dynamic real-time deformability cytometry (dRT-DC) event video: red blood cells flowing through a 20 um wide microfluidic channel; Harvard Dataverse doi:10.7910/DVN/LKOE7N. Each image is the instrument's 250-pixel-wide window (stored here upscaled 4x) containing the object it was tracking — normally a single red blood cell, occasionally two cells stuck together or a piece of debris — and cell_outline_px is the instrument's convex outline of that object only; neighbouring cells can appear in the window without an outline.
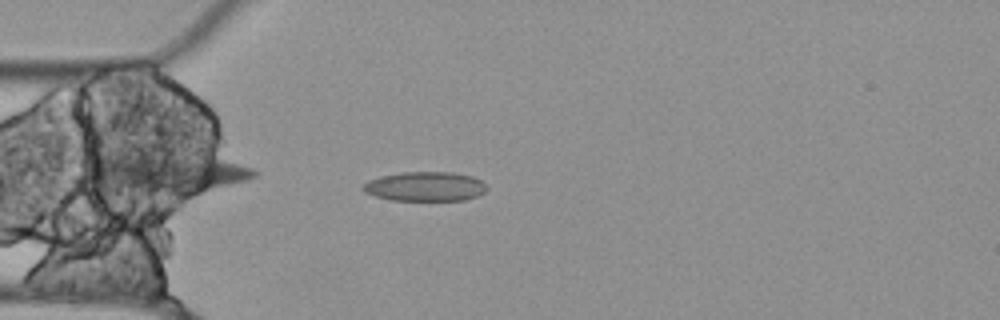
{"species": "Egyptian fruit bat (a non-hibernating species)", "species_latin": "Rousettus aegyptiacus", "temperature_condition": "cold", "stored_images_in_passage": 42, "camera_frame_rate_fps": 3000, "um_per_image_px": 0.085, "animal": {"sex": "female"}, "frame": {"image": 1, "passage_image": 2, "time_ms": 0.333, "image_size_px": [1000, 320], "cell_outline_px": [[488, 188], [484, 192], [476, 196], [464, 200], [392, 200], [376, 196], [364, 192], [360, 188], [368, 180], [380, 176], [400, 172], [452, 172], [472, 176], [480, 180]], "centroid_in_image_um": [36.11, 15.84], "position_along_channel_um": 48.9, "area_um2": 21.21}}
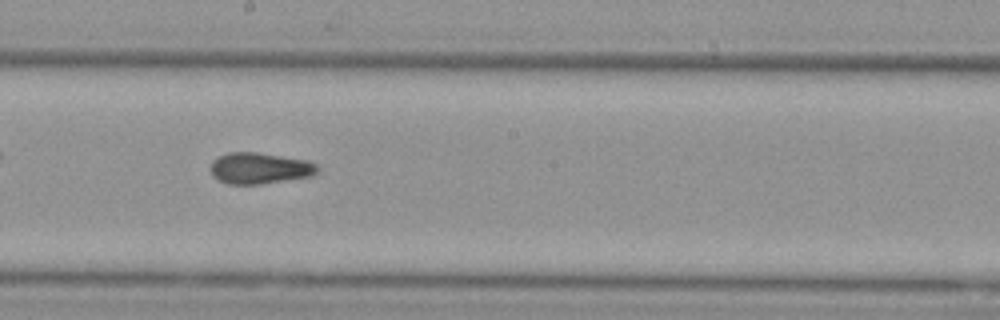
{"frame": {"image": 2, "passage_image": 17, "time_ms": 5.333, "image_size_px": [1000, 320], "cell_outline_px": [[320, 168], [312, 176], [260, 184], [228, 184], [212, 176], [208, 168], [212, 160], [228, 152], [256, 152], [308, 160], [316, 164]], "centroid_in_image_um": [22.04, 14.29], "position_along_channel_um": 226.2, "area_um2": 19.59}}
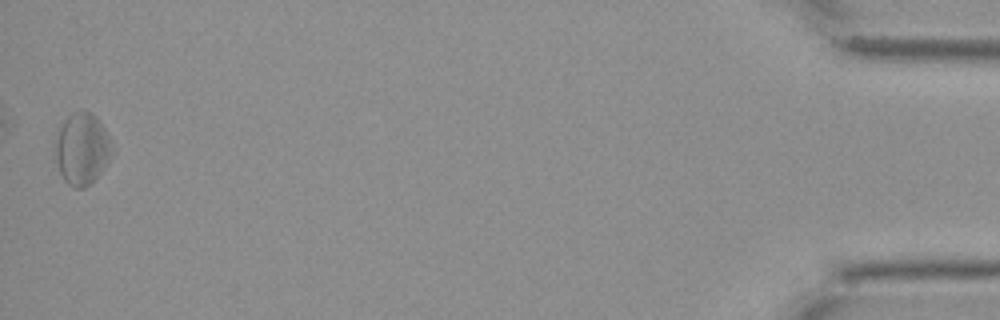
{"frame": {"image": 3, "passage_image": 42, "time_ms": 13.667, "image_size_px": [1000, 320], "cell_outline_px": [[116, 148], [100, 172], [84, 188], [76, 188], [68, 184], [64, 180], [60, 172], [56, 160], [52, 144], [60, 124], [72, 112], [92, 112], [100, 120]], "centroid_in_image_um": [6.95, 12.61], "position_along_channel_um": 428.2, "area_um2": 24.1}}